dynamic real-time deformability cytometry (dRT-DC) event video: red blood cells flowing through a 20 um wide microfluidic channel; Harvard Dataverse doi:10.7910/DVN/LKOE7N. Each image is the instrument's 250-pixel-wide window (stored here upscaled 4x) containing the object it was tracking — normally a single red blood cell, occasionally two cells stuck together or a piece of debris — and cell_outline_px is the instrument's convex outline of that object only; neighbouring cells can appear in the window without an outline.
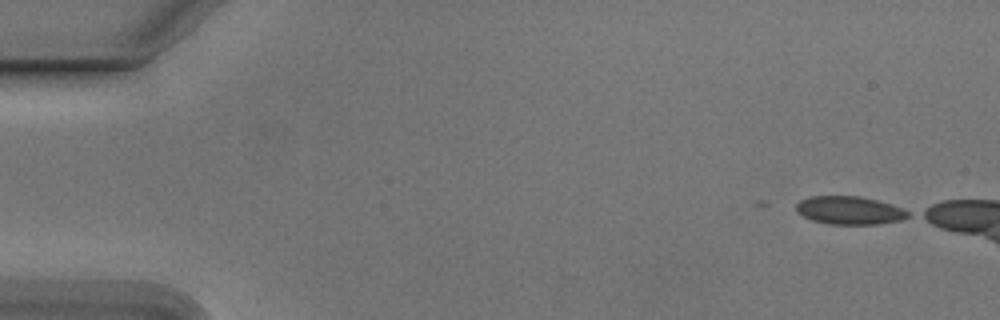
{"species": "Egyptian fruit bat (a non-hibernating species)", "species_latin": "Rousettus aegyptiacus", "temperature_condition": "cold", "stored_images_in_passage": 6, "camera_frame_rate_fps": 3000, "um_per_image_px": 0.085, "animal": {"sex": "male"}, "frame": {"image": 1, "passage_image": 1, "time_ms": 0.0, "image_size_px": [1000, 320], "cell_outline_px": [[908, 216], [900, 220], [876, 224], [828, 224], [812, 220], [796, 212], [796, 204], [800, 200], [812, 196], [860, 196], [876, 200], [900, 208], [908, 212]], "centroid_in_image_um": [72.14, 17.88], "position_along_channel_um": 12.9, "area_um2": 18.03}}